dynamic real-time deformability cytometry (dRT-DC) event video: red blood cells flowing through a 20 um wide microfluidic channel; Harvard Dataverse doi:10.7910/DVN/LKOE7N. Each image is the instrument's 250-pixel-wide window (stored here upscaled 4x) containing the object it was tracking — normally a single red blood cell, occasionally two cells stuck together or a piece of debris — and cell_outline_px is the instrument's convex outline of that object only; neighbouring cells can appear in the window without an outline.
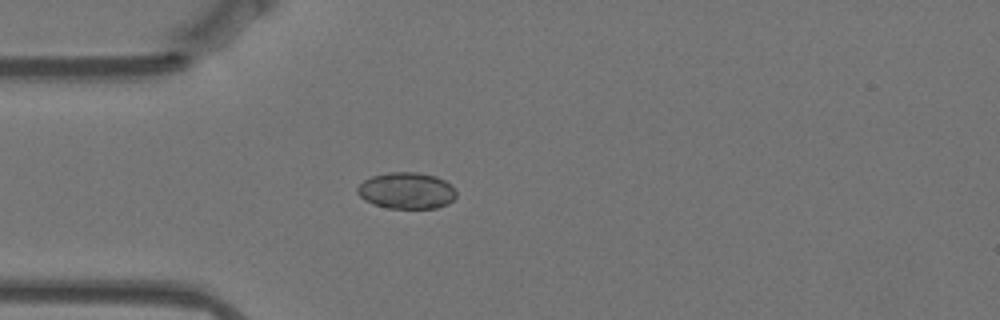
{"species": "Egyptian fruit bat (a non-hibernating species)", "species_latin": "Rousettus aegyptiacus", "temperature_condition": "warm", "stored_images_in_passage": 43, "camera_frame_rate_fps": 3000, "um_per_image_px": 0.085, "animal": {"sex": "female"}, "frame": {"image": 1, "passage_image": 1, "time_ms": 0.0, "image_size_px": [1000, 320], "cell_outline_px": [[456, 196], [448, 204], [436, 208], [388, 208], [372, 204], [364, 200], [356, 192], [356, 188], [364, 180], [372, 176], [388, 172], [416, 172], [436, 176], [452, 184], [456, 188]], "centroid_in_image_um": [34.56, 16.2], "position_along_channel_um": 50.4, "area_um2": 21.21}}
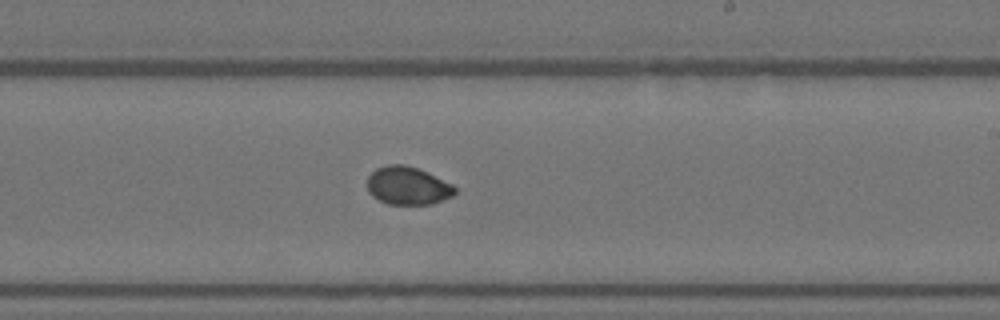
{"frame": {"image": 2, "passage_image": 19, "time_ms": 6.0, "image_size_px": [1000, 320], "cell_outline_px": [[456, 192], [452, 196], [432, 204], [388, 204], [372, 196], [368, 192], [368, 176], [376, 168], [388, 164], [404, 164], [428, 172], [452, 184], [456, 188]], "centroid_in_image_um": [34.66, 15.78], "position_along_channel_um": 254.3, "area_um2": 19.42}}
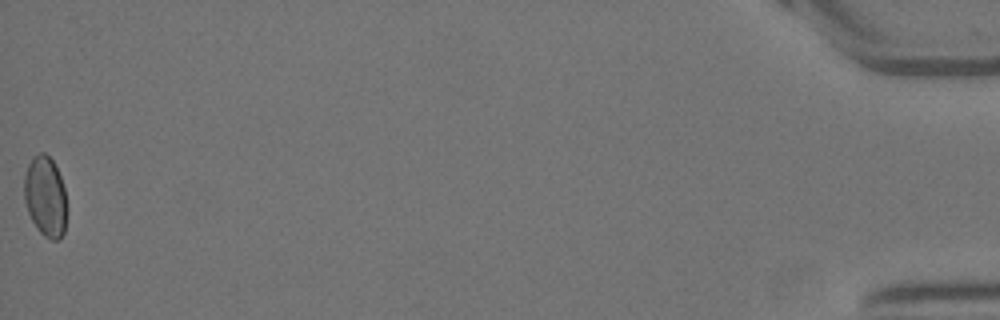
{"frame": {"image": 3, "passage_image": 43, "time_ms": 14.0, "image_size_px": [1000, 320], "cell_outline_px": [[68, 208], [64, 232], [56, 240], [52, 240], [44, 236], [36, 228], [28, 212], [24, 200], [24, 176], [28, 164], [32, 156], [40, 152], [44, 152], [52, 160], [60, 176], [64, 188]], "centroid_in_image_um": [3.86, 16.7], "position_along_channel_um": 431.3, "area_um2": 20.23}}